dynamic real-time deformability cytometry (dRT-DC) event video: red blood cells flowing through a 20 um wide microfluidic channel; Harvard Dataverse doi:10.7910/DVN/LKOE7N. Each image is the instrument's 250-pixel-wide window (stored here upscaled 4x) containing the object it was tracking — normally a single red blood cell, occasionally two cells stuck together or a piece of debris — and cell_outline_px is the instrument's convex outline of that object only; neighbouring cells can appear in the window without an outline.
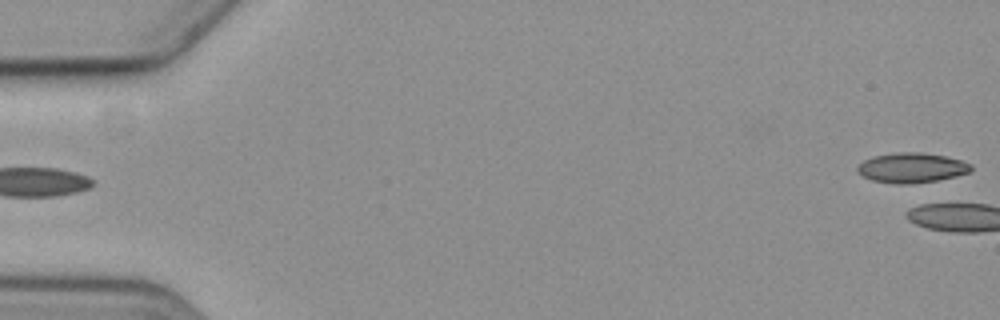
{"species": "common noctule bat (a hibernating species)", "species_latin": "Nyctalus noctula", "temperature_condition": "cold", "stored_images_in_passage": 2, "segment_of_instrument_passage": [2, 2], "camera_frame_rate_fps": 3000, "um_per_image_px": 0.085, "animal": {"sex": "female", "body_mass_g": 19.3, "forearm_length_mm": 54.1}, "frame": {"image": 1, "passage_image": 2, "time_ms": 1.333, "image_size_px": [1000, 320], "cell_outline_px": [[972, 168], [968, 172], [956, 176], [936, 180], [904, 184], [872, 180], [856, 172], [856, 168], [864, 160], [872, 156], [896, 152], [920, 152], [944, 156], [960, 160], [972, 164]], "centroid_in_image_um": [77.47, 14.24], "position_along_channel_um": 7.5, "area_um2": 19.54}}